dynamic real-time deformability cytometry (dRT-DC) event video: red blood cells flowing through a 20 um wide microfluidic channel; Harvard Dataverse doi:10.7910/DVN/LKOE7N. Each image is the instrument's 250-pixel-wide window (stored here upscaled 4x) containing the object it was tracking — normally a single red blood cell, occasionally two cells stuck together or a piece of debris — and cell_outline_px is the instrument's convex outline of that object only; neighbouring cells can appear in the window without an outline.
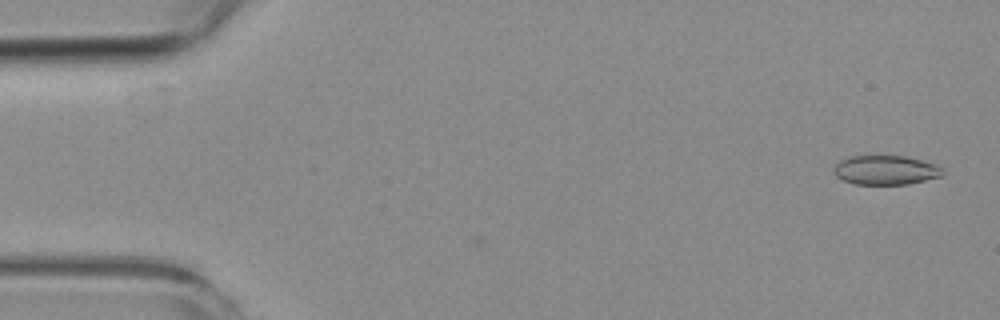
{"species": "common noctule bat (a hibernating species)", "species_latin": "Nyctalus noctula", "temperature_condition": "room temperature", "stored_images_in_passage": 2, "camera_frame_rate_fps": 3000, "um_per_image_px": 0.085, "animal": {"sex": "female", "body_mass_g": 19.3, "forearm_length_mm": 54.1}, "frame": {"image": 1, "passage_image": 2, "time_ms": 1.333, "image_size_px": [1000, 320], "cell_outline_px": [[944, 176], [908, 184], [856, 184], [844, 180], [836, 176], [832, 172], [832, 168], [840, 160], [848, 156], [908, 156], [936, 164], [944, 168]], "centroid_in_image_um": [75.31, 14.45], "position_along_channel_um": 9.7, "area_um2": 18.84}}